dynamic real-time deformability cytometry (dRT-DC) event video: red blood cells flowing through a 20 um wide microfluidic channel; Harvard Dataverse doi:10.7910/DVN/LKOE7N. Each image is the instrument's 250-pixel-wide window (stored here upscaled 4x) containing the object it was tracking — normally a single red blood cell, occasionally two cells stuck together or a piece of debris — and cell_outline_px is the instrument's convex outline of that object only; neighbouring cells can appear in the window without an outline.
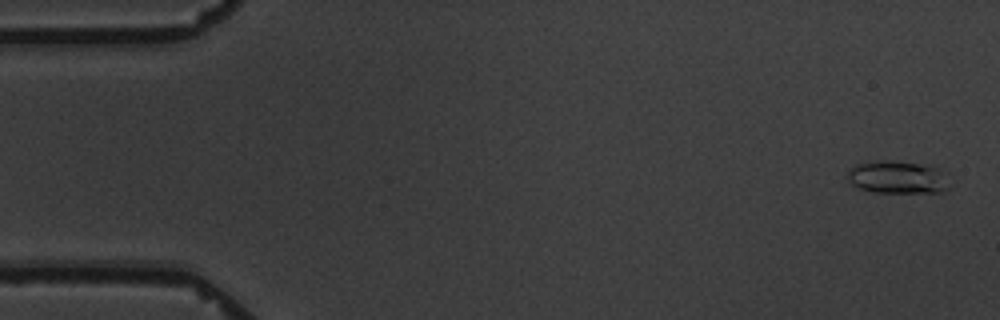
{"species": "common noctule bat (a hibernating species)", "species_latin": "Nyctalus noctula", "temperature_condition": "warm", "stored_images_in_passage": 6, "camera_frame_rate_fps": 3000, "um_per_image_px": 0.085, "animal": {"sex": "male", "body_mass_g": 19.5, "forearm_length_mm": 54.6}, "frame": {"image": 1, "passage_image": 1, "time_ms": 0.0, "image_size_px": [1000, 320], "cell_outline_px": [[948, 188], [944, 192], [876, 192], [860, 188], [852, 184], [844, 176], [856, 164], [884, 160], [888, 160], [920, 164], [936, 168], [940, 172]], "centroid_in_image_um": [76.2, 15.07], "position_along_channel_um": 8.8, "area_um2": 18.84}}